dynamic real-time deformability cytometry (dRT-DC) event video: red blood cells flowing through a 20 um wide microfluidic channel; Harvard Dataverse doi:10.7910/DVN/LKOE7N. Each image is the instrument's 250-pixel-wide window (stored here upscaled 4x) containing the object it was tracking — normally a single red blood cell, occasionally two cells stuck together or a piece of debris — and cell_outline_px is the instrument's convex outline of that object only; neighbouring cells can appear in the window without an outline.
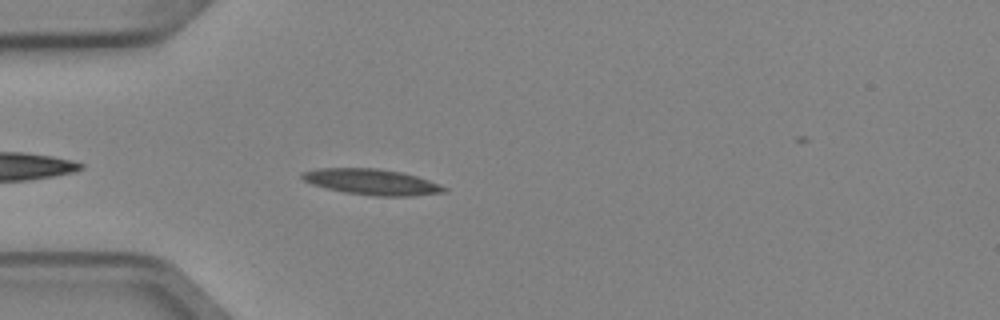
{"species": "Egyptian fruit bat (a non-hibernating species)", "species_latin": "Rousettus aegyptiacus", "temperature_condition": "cold", "stored_images_in_passage": 4, "camera_frame_rate_fps": 3000, "um_per_image_px": 0.085, "animal": {"sex": "female"}, "frame": {"image": 1, "passage_image": 4, "time_ms": 1.0, "image_size_px": [1000, 320], "cell_outline_px": [[448, 192], [412, 196], [372, 196], [344, 192], [312, 184], [304, 180], [300, 176], [300, 172], [316, 168], [376, 168], [400, 172], [416, 176], [440, 184], [448, 188]], "centroid_in_image_um": [31.61, 15.46], "position_along_channel_um": 53.4, "area_um2": 21.44}}